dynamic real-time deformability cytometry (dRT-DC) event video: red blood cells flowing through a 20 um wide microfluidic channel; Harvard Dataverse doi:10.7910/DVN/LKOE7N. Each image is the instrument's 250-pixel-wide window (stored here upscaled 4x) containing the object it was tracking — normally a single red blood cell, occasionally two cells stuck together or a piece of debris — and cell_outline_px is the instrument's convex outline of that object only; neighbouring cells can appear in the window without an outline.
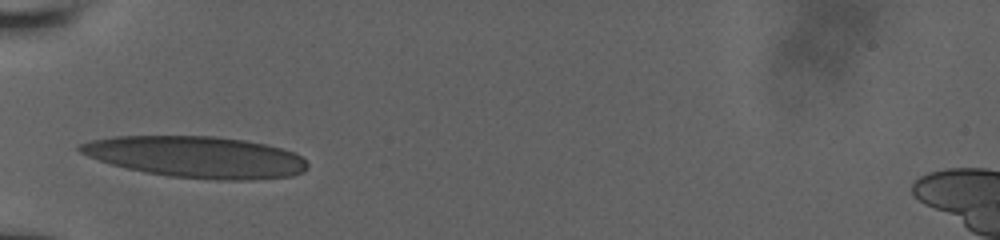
{"species": "human", "species_latin": "Homo sapiens", "temperature_condition": "room temperature", "stored_images_in_passage": 4, "camera_frame_rate_fps": 3000, "um_per_image_px": 0.085, "donor": {"sex": "male"}, "frame": {"image": 1, "passage_image": 3, "time_ms": 1.667, "image_size_px": [1000, 240], "cell_outline_px": [[308, 168], [304, 172], [292, 176], [252, 180], [216, 180], [168, 176], [144, 172], [112, 164], [88, 156], [80, 152], [76, 148], [76, 144], [92, 140], [116, 136], [216, 136], [244, 140], [264, 144], [296, 152], [308, 164]], "centroid_in_image_um": [16.7, 13.34], "position_along_channel_um": 68.3, "area_um2": 55.03}}